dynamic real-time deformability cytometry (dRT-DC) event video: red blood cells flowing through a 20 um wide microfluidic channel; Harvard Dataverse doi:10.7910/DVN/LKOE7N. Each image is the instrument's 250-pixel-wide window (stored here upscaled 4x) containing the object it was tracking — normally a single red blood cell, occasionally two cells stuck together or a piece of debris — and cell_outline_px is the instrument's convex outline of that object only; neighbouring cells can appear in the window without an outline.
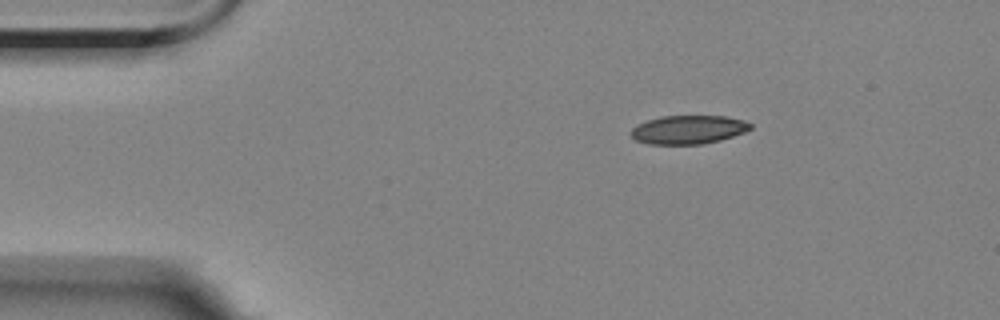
{"species": "Egyptian fruit bat (a non-hibernating species)", "species_latin": "Rousettus aegyptiacus", "temperature_condition": "room temperature", "stored_images_in_passage": 3, "camera_frame_rate_fps": 3000, "um_per_image_px": 0.085, "animal": {"sex": "female"}, "frame": {"image": 1, "passage_image": 1, "time_ms": 0.0, "image_size_px": [1000, 320], "cell_outline_px": [[752, 128], [744, 132], [720, 140], [700, 144], [648, 144], [636, 140], [632, 136], [632, 128], [648, 120], [660, 116], [728, 116], [744, 120], [752, 124]], "centroid_in_image_um": [58.54, 11.01], "position_along_channel_um": 26.5, "area_um2": 19.77}}